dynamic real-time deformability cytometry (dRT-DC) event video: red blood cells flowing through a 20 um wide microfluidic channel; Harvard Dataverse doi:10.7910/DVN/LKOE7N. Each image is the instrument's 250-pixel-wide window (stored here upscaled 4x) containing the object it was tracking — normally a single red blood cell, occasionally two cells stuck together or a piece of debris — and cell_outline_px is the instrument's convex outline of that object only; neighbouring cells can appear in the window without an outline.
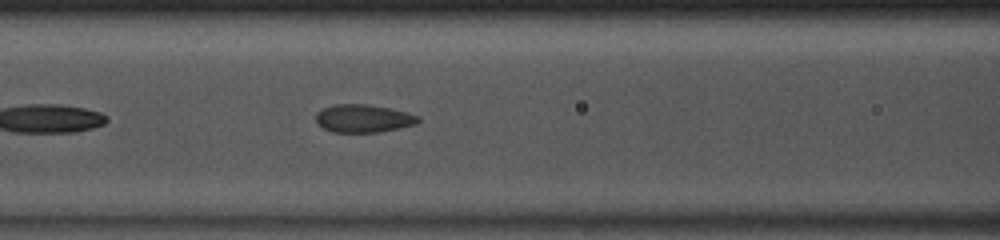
{"species": "common noctule bat (a hibernating species)", "species_latin": "Nyctalus noctula", "temperature_condition": "room temperature", "stored_images_in_passage": 24, "camera_frame_rate_fps": 3000, "um_per_image_px": 0.085, "animal": {"sex": "male", "body_mass_g": 13.0, "forearm_length_mm": 53.1}, "frame": {"image": 1, "passage_image": 8, "time_ms": 2.333, "image_size_px": [1000, 240], "cell_outline_px": [[420, 120], [416, 124], [380, 132], [332, 132], [316, 124], [316, 112], [332, 104], [368, 104], [408, 112], [420, 116]], "centroid_in_image_um": [30.88, 10.06], "position_along_channel_um": 135.7, "area_um2": 16.76}}
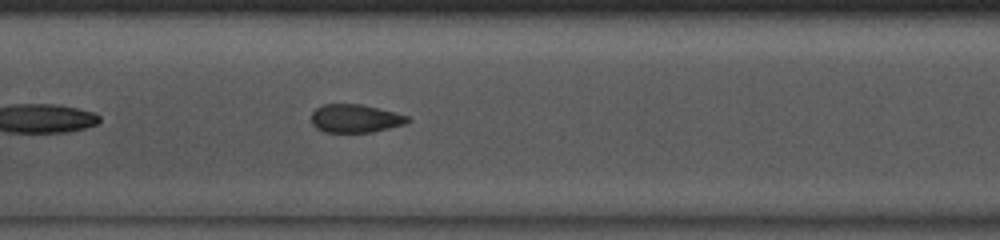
{"frame": {"image": 2, "passage_image": 11, "time_ms": 3.333, "image_size_px": [1000, 240], "cell_outline_px": [[412, 120], [404, 124], [372, 132], [324, 132], [316, 128], [312, 124], [312, 112], [316, 108], [324, 104], [360, 104], [396, 112], [408, 116]], "centroid_in_image_um": [30.2, 10.07], "position_along_channel_um": 177.2, "area_um2": 15.84}}